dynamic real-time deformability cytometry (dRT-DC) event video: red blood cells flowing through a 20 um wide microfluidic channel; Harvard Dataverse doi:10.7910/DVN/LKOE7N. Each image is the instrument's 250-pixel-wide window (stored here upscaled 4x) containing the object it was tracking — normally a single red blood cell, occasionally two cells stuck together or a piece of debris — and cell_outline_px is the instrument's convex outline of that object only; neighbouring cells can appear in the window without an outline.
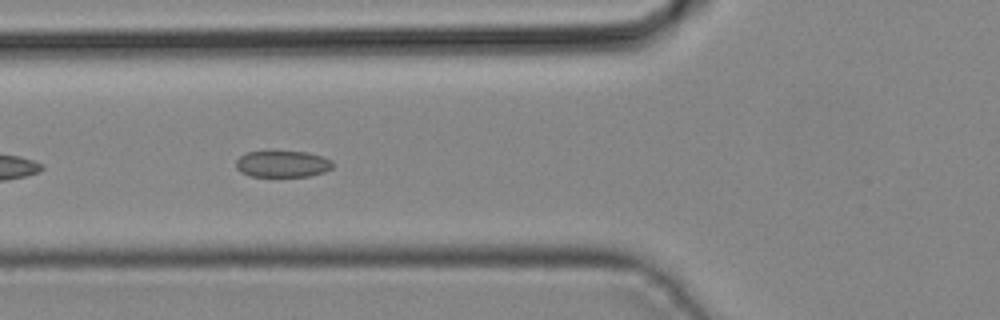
{"species": "common noctule bat (a hibernating species)", "species_latin": "Nyctalus noctula", "temperature_condition": "cold", "stored_images_in_passage": 32, "camera_frame_rate_fps": 3000, "um_per_image_px": 0.085, "animal": {"sex": "male", "body_mass_g": 19.2, "forearm_length_mm": 51.8}, "frame": {"image": 1, "passage_image": 4, "time_ms": 1.0, "image_size_px": [1000, 320], "cell_outline_px": [[332, 168], [324, 172], [308, 176], [252, 176], [240, 172], [236, 168], [236, 160], [240, 156], [248, 152], [308, 152], [324, 156], [332, 160]], "centroid_in_image_um": [24.03, 13.94], "position_along_channel_um": 101.8, "area_um2": 14.85}}
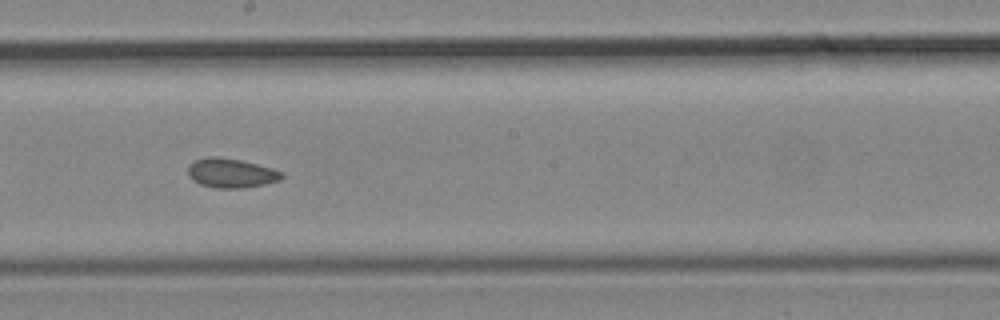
{"frame": {"image": 2, "passage_image": 12, "time_ms": 3.667, "image_size_px": [1000, 320], "cell_outline_px": [[284, 176], [280, 180], [264, 184], [240, 188], [216, 188], [200, 184], [192, 180], [188, 172], [188, 164], [196, 160], [212, 156], [216, 156], [240, 160], [272, 168], [284, 172]], "centroid_in_image_um": [19.65, 14.71], "position_along_channel_um": 228.6, "area_um2": 15.95}}
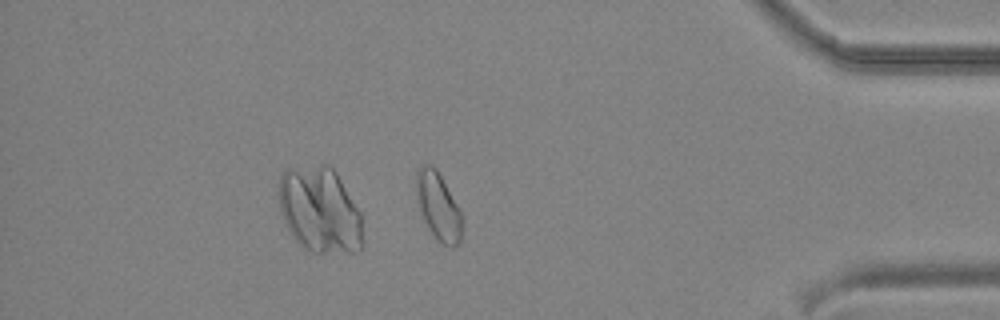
{"frame": {"image": 3, "passage_image": 25, "time_ms": 8.0, "image_size_px": [1000, 320], "cell_outline_px": [[464, 216], [460, 240], [452, 248], [440, 244], [436, 240], [428, 228], [420, 208], [416, 196], [416, 172], [420, 164], [432, 164], [436, 168], [460, 208]], "centroid_in_image_um": [37.27, 17.54], "position_along_channel_um": 397.9, "area_um2": 18.38}}